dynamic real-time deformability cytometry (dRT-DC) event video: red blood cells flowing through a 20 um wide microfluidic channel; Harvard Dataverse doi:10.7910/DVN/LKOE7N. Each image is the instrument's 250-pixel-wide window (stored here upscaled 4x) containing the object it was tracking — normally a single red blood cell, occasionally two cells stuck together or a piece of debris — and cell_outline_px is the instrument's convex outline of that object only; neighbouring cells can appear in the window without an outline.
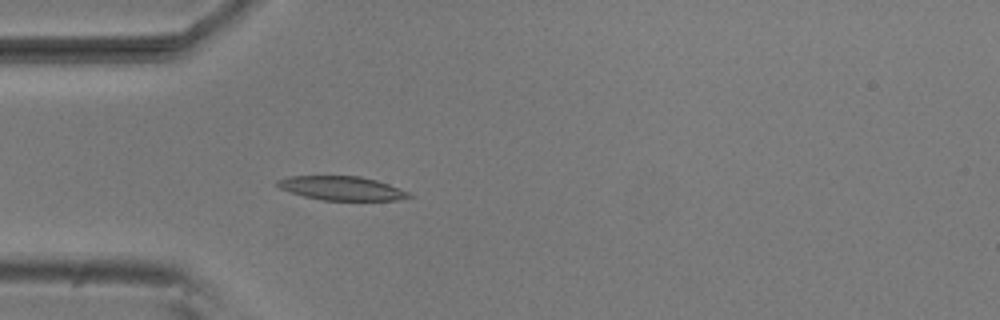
{"species": "common noctule bat (a hibernating species)", "species_latin": "Nyctalus noctula", "temperature_condition": "room temperature", "stored_images_in_passage": 5, "camera_frame_rate_fps": 3000, "um_per_image_px": 0.085, "animal": {"sex": "male", "body_mass_g": 20.5, "forearm_length_mm": 52.5}, "frame": {"image": 1, "passage_image": 5, "time_ms": 1.333, "image_size_px": [1000, 320], "cell_outline_px": [[412, 196], [396, 200], [320, 200], [288, 192], [280, 188], [276, 184], [276, 180], [288, 176], [360, 176], [376, 180], [388, 184], [408, 192]], "centroid_in_image_um": [28.98, 16.0], "position_along_channel_um": 56.0, "area_um2": 18.26}}